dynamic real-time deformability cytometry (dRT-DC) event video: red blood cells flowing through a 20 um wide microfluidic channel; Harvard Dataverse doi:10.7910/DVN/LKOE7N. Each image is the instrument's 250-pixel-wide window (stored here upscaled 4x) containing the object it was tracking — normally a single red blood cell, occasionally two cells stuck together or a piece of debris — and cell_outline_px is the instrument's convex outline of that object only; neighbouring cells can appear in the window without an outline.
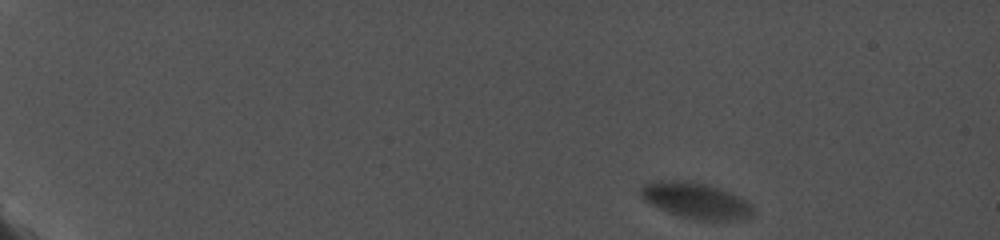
{"species": "common noctule bat (a hibernating species)", "species_latin": "Nyctalus noctula", "temperature_condition": "cold", "stored_images_in_passage": 30, "camera_frame_rate_fps": 5000, "um_per_image_px": 0.085, "animal": {"sex": "female", "body_mass_g": 19.0, "forearm_length_mm": 56.7}, "frame": {"image": 1, "passage_image": 1, "time_ms": 0.0, "image_size_px": [1000, 240], "cell_outline_px": [[752, 216], [744, 220], [696, 220], [680, 216], [668, 212], [644, 200], [640, 196], [640, 188], [644, 184], [652, 180], [688, 180], [704, 184], [740, 196], [752, 204]], "centroid_in_image_um": [59.14, 17.05], "position_along_channel_um": 25.9, "area_um2": 23.58}}
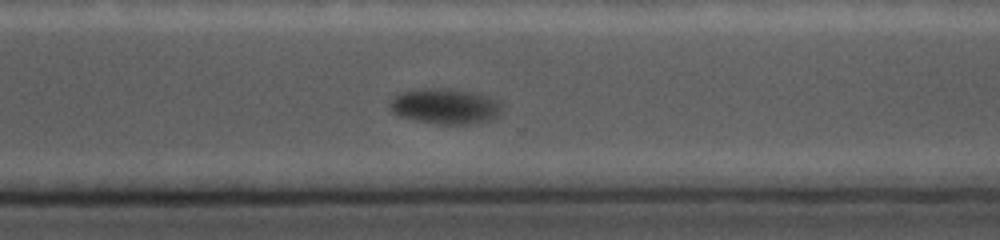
{"frame": {"image": 2, "passage_image": 25, "time_ms": 13.2, "image_size_px": [1000, 240], "cell_outline_px": [[500, 112], [496, 116], [488, 120], [468, 124], [440, 124], [416, 120], [400, 116], [392, 112], [392, 100], [396, 96], [404, 92], [424, 88], [444, 88], [476, 92], [488, 96], [496, 100], [500, 108]], "centroid_in_image_um": [37.85, 9.02], "position_along_channel_um": 332.7, "area_um2": 22.6}}
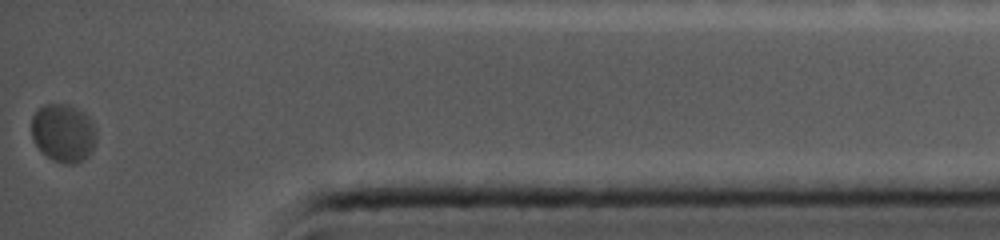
{"frame": {"image": 3, "passage_image": 30, "time_ms": 16.4, "image_size_px": [1000, 240], "cell_outline_px": [[96, 140], [92, 152], [88, 156], [76, 164], [64, 164], [52, 160], [32, 140], [32, 116], [44, 104], [68, 104], [84, 112], [92, 120], [96, 128]], "centroid_in_image_um": [5.42, 11.3], "position_along_channel_um": 429.8, "area_um2": 22.14}, "authors_computed_cell_mechanics": {"area_um2": 23.7558, "velocity_mm_per_s": 3.4495, "shape_relaxation_time_tau1_ms": 5.1379, "shape_relaxation_time_tau2_ms": null, "deformation_change_tau1": 0.0648, "deformation_change_tau2": null}}